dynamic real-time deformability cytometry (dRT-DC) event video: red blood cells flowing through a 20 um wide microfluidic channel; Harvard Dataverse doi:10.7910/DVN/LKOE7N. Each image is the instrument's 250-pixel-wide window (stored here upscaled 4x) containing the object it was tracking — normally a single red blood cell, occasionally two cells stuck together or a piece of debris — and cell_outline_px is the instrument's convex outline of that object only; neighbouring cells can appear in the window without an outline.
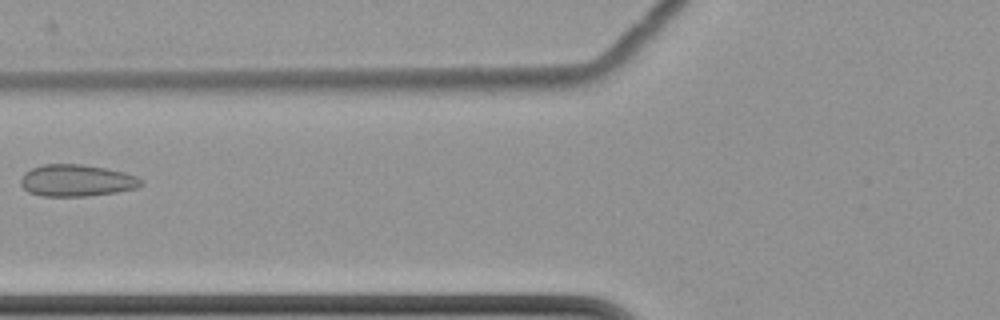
{"species": "common noctule bat (a hibernating species)", "species_latin": "Nyctalus noctula", "temperature_condition": "cold", "stored_images_in_passage": 7, "camera_frame_rate_fps": 3000, "um_per_image_px": 0.085, "animal": {"sex": "female", "body_mass_g": 22.7, "forearm_length_mm": 54.2}, "frame": {"image": 1, "passage_image": 7, "time_ms": 8.333, "image_size_px": [1000, 320], "cell_outline_px": [[144, 184], [136, 188], [116, 192], [84, 196], [40, 196], [28, 192], [20, 184], [20, 180], [24, 172], [32, 168], [44, 164], [80, 164], [104, 168], [124, 172], [136, 176], [144, 180]], "centroid_in_image_um": [6.5, 15.34], "position_along_channel_um": 119.3, "area_um2": 22.37}}